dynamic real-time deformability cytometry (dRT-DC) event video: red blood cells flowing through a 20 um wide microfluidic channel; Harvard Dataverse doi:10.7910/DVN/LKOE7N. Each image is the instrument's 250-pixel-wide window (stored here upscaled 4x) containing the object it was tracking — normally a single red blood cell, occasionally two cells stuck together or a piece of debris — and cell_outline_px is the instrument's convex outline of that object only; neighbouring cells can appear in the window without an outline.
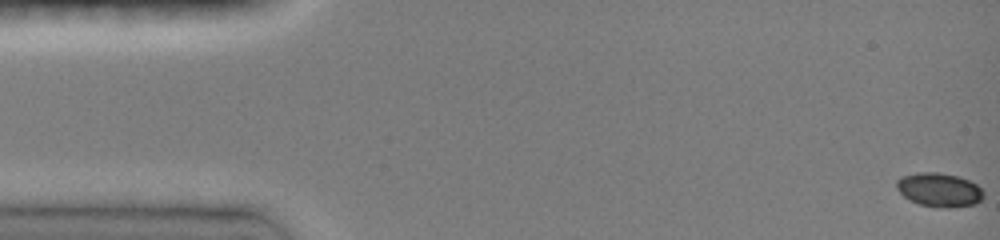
{"species": "common noctule bat (a hibernating species)", "species_latin": "Nyctalus noctula", "temperature_condition": "room temperature", "stored_images_in_passage": 48, "camera_frame_rate_fps": 3000, "um_per_image_px": 0.085, "animal": {"sex": "female", "body_mass_g": 19.0, "forearm_length_mm": 51.5}, "frame": {"image": 1, "passage_image": 1, "time_ms": 0.0, "image_size_px": [1000, 240], "cell_outline_px": [[984, 196], [976, 204], [948, 208], [920, 204], [908, 200], [896, 188], [896, 180], [900, 176], [916, 172], [936, 172], [956, 176], [968, 180], [976, 184], [984, 192]], "centroid_in_image_um": [79.8, 16.13], "position_along_channel_um": 5.2, "area_um2": 17.17}}
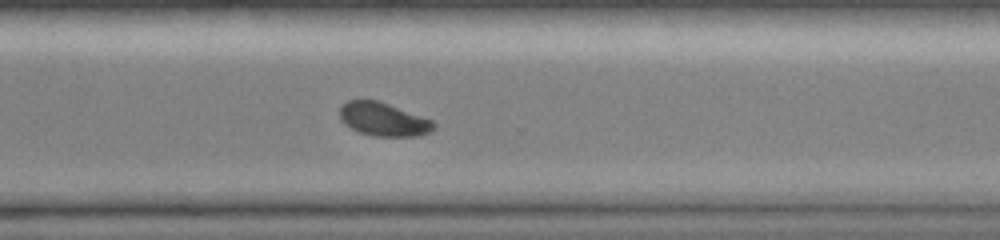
{"frame": {"image": 2, "passage_image": 35, "time_ms": 11.333, "image_size_px": [1000, 240], "cell_outline_px": [[436, 124], [432, 132], [420, 136], [372, 136], [360, 132], [344, 124], [340, 120], [340, 108], [348, 100], [376, 100], [388, 104], [432, 120]], "centroid_in_image_um": [32.6, 10.16], "position_along_channel_um": 338.0, "area_um2": 18.21}}
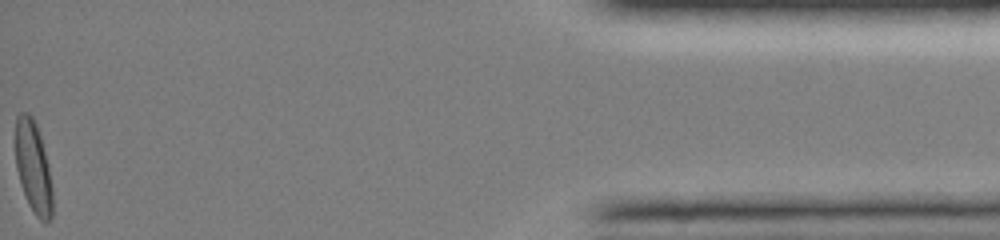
{"frame": {"image": 3, "passage_image": 48, "time_ms": 15.667, "image_size_px": [1000, 240], "cell_outline_px": [[52, 216], [44, 224], [36, 216], [28, 204], [20, 184], [16, 168], [16, 116], [20, 112], [28, 112], [32, 116], [36, 124], [40, 136], [48, 168], [52, 188]], "centroid_in_image_um": [2.81, 14.23], "position_along_channel_um": 432.4, "area_um2": 19.65}, "authors_computed_cell_mechanics": {"area_um2": 18.8139, "velocity_mm_per_s": 4.0991, "shape_relaxation_time_tau1_ms": 3.0582, "shape_relaxation_time_tau2_ms": null, "deformation_change_tau1": 0.1298, "deformation_change_tau2": null}}